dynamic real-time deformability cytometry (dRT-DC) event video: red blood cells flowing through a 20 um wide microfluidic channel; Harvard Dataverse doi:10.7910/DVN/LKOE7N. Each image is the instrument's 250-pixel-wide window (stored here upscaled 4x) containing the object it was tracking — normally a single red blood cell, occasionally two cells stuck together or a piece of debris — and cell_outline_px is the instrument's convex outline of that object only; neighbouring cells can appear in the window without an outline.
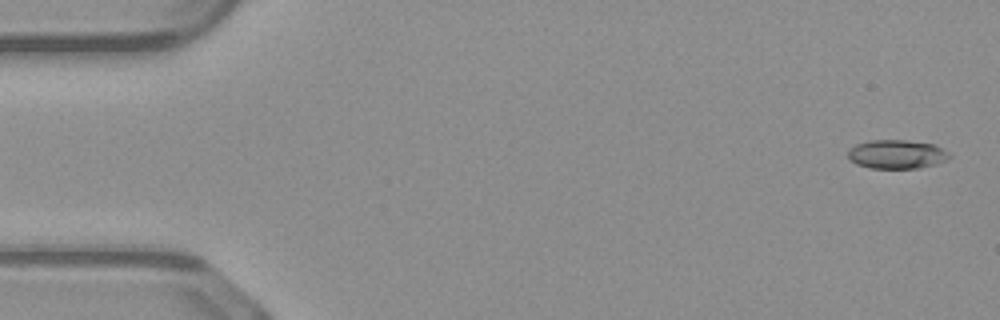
{"species": "common noctule bat (a hibernating species)", "species_latin": "Nyctalus noctula", "temperature_condition": "warm", "stored_images_in_passage": 51, "camera_frame_rate_fps": 3000, "um_per_image_px": 0.085, "animal": {"sex": "male", "body_mass_g": 23.1, "forearm_length_mm": 52.7}, "frame": {"image": 1, "passage_image": 2, "time_ms": 0.333, "image_size_px": [1000, 320], "cell_outline_px": [[952, 156], [948, 160], [936, 164], [920, 168], [872, 168], [856, 164], [848, 156], [848, 152], [856, 144], [872, 140], [904, 140], [936, 144], [948, 152]], "centroid_in_image_um": [76.29, 13.11], "position_along_channel_um": 8.7, "area_um2": 17.05}}
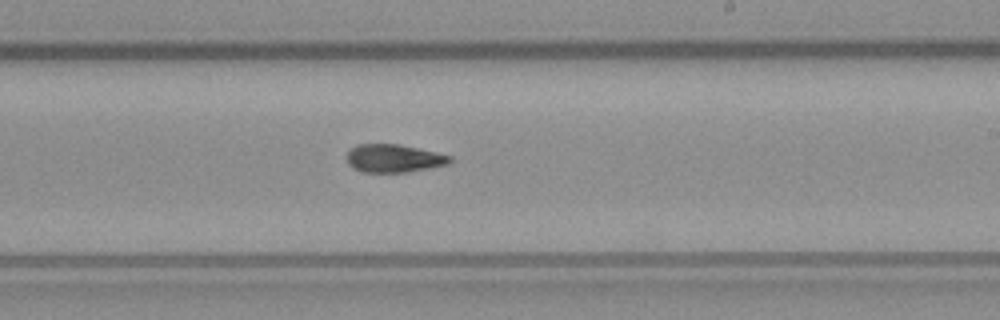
{"frame": {"image": 2, "passage_image": 30, "time_ms": 9.667, "image_size_px": [1000, 320], "cell_outline_px": [[452, 160], [448, 164], [432, 168], [408, 172], [364, 172], [352, 168], [348, 164], [348, 152], [356, 144], [400, 144], [452, 156]], "centroid_in_image_um": [33.49, 13.46], "position_along_channel_um": 255.5, "area_um2": 16.88}}
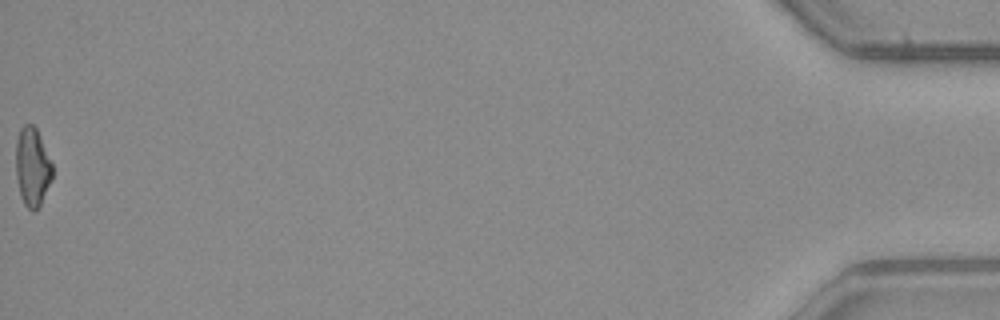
{"frame": {"image": 3, "passage_image": 51, "time_ms": 16.667, "image_size_px": [1000, 320], "cell_outline_px": [[52, 180], [36, 212], [32, 212], [24, 204], [20, 196], [16, 176], [16, 140], [20, 128], [24, 124], [32, 124], [36, 128], [40, 136], [52, 164]], "centroid_in_image_um": [2.74, 14.2], "position_along_channel_um": 432.5, "area_um2": 16.82}, "authors_computed_cell_mechanics": {"area_um2": 17.1088, "velocity_mm_per_s": 4.1051, "shape_relaxation_time_tau1_ms": 9.6873, "shape_relaxation_time_tau2_ms": null, "deformation_change_tau1": 0.246, "deformation_change_tau2": null}}